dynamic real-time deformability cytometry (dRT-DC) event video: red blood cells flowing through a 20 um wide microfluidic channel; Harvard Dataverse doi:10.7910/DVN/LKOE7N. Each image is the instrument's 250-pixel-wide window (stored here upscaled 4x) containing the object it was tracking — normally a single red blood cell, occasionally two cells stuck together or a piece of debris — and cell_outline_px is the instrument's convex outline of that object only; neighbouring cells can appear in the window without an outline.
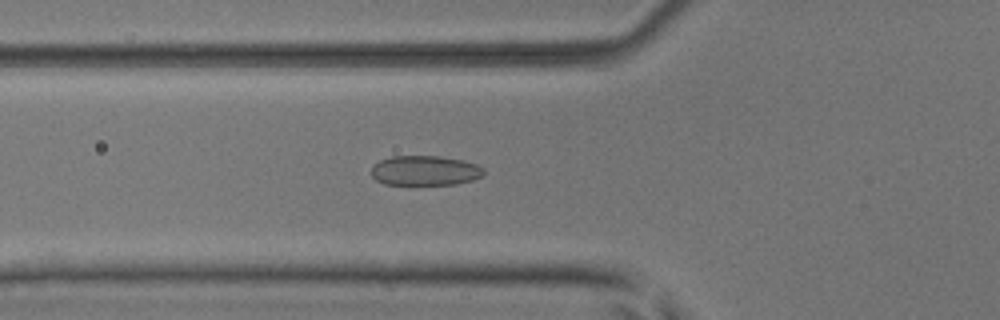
{"species": "common noctule bat (a hibernating species)", "species_latin": "Nyctalus noctula", "temperature_condition": "room temperature", "stored_images_in_passage": 51, "camera_frame_rate_fps": 3000, "um_per_image_px": 0.085, "animal": {"sex": "male", "body_mass_g": 17.9, "forearm_length_mm": 54.2}, "frame": {"image": 1, "passage_image": 19, "time_ms": 6.0, "image_size_px": [1000, 320], "cell_outline_px": [[484, 172], [480, 176], [472, 180], [456, 184], [384, 184], [376, 180], [372, 176], [372, 168], [380, 160], [392, 156], [440, 156], [464, 160], [476, 164], [484, 168]], "centroid_in_image_um": [36.13, 14.49], "position_along_channel_um": 89.7, "area_um2": 19.42}}
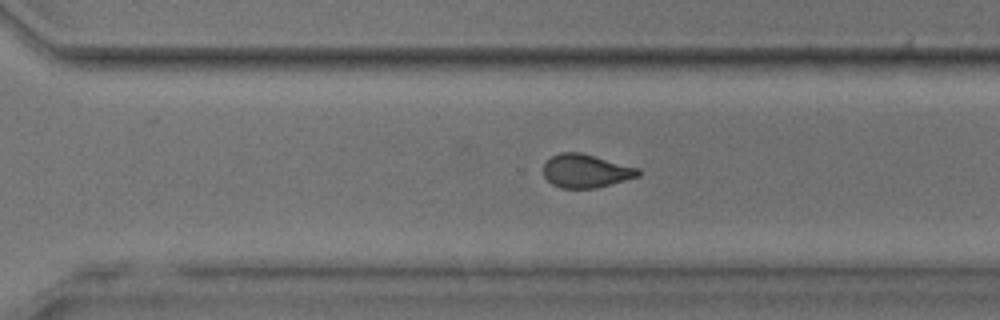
{"frame": {"image": 2, "passage_image": 36, "time_ms": 11.667, "image_size_px": [1000, 320], "cell_outline_px": [[640, 176], [596, 188], [560, 188], [552, 184], [544, 176], [544, 164], [552, 156], [560, 152], [580, 152], [640, 168]], "centroid_in_image_um": [49.81, 14.53], "position_along_channel_um": 320.8, "area_um2": 18.44}}
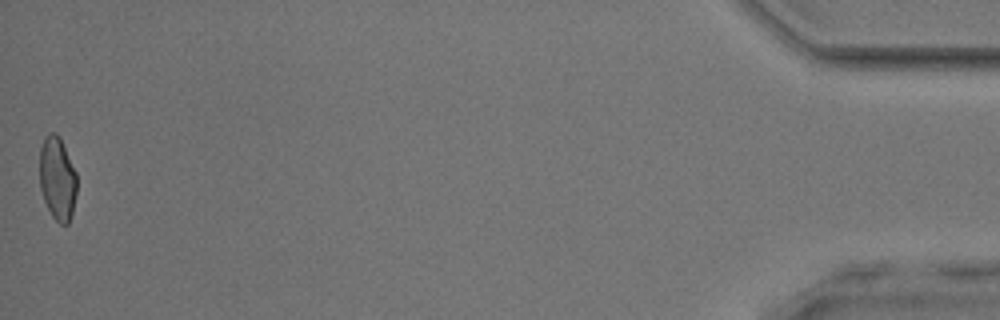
{"frame": {"image": 3, "passage_image": 51, "time_ms": 16.667, "image_size_px": [1000, 320], "cell_outline_px": [[76, 196], [72, 212], [68, 224], [60, 224], [52, 216], [44, 200], [40, 188], [40, 148], [44, 136], [48, 132], [56, 132], [60, 136], [76, 172]], "centroid_in_image_um": [4.87, 15.13], "position_along_channel_um": 430.3, "area_um2": 18.21}, "authors_computed_cell_mechanics": {"area_um2": 19.363, "velocity_mm_per_s": 4.0818, "shape_relaxation_time_tau1_ms": 6.7703, "shape_relaxation_time_tau2_ms": 1.103, "deformation_change_tau1": 0.1508, "deformation_change_tau2": 0.0717}}